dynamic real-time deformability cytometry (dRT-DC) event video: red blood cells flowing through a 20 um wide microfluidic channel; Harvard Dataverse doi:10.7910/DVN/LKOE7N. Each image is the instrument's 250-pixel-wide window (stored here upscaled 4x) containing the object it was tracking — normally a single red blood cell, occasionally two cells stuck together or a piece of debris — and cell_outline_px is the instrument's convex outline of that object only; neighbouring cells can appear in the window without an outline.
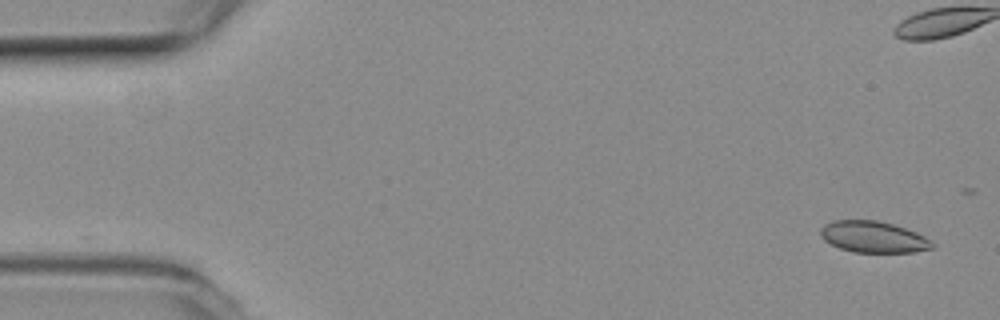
{"species": "common noctule bat (a hibernating species)", "species_latin": "Nyctalus noctula", "temperature_condition": "room temperature", "stored_images_in_passage": 5, "camera_frame_rate_fps": 3000, "um_per_image_px": 0.085, "animal": {"sex": "female", "body_mass_g": 19.3, "forearm_length_mm": 54.1}, "frame": {"image": 1, "passage_image": 1, "time_ms": 0.0, "image_size_px": [1000, 320], "cell_outline_px": [[936, 244], [932, 248], [916, 252], [852, 252], [840, 248], [824, 240], [820, 236], [820, 228], [824, 224], [832, 220], [880, 220], [916, 232], [932, 240]], "centroid_in_image_um": [74.24, 20.13], "position_along_channel_um": 10.8, "area_um2": 20.58}}